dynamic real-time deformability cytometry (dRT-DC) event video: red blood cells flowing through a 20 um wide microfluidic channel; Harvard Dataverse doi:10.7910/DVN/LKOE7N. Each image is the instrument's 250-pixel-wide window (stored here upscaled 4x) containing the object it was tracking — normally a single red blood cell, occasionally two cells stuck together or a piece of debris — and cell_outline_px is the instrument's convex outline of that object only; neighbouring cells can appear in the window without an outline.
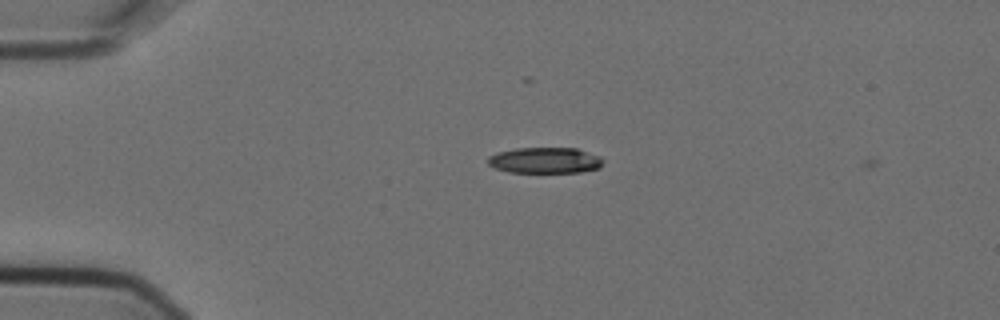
{"species": "Egyptian fruit bat (a non-hibernating species)", "species_latin": "Rousettus aegyptiacus", "temperature_condition": "cold", "stored_images_in_passage": 2, "camera_frame_rate_fps": 3000, "um_per_image_px": 0.085, "animal": {"sex": "female"}, "frame": {"image": 1, "passage_image": 1, "time_ms": 0.0, "image_size_px": [1000, 320], "cell_outline_px": [[604, 160], [600, 168], [580, 172], [508, 172], [496, 168], [488, 164], [488, 156], [496, 152], [516, 148], [576, 148], [600, 156]], "centroid_in_image_um": [46.33, 13.62], "position_along_channel_um": 38.7, "area_um2": 17.46}}